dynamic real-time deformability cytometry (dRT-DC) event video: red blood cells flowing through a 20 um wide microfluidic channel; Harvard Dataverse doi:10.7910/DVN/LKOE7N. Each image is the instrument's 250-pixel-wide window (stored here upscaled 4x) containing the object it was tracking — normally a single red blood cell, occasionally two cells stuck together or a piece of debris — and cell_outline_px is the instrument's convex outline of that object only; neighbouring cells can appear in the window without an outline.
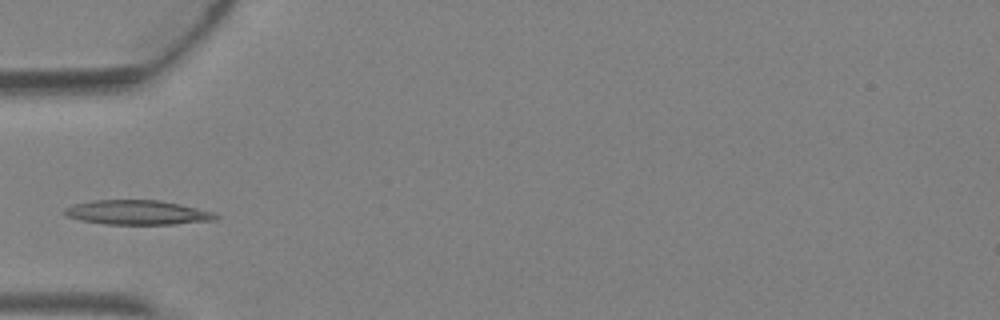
{"species": "Egyptian fruit bat (a non-hibernating species)", "species_latin": "Rousettus aegyptiacus", "temperature_condition": "warm", "stored_images_in_passage": 2, "camera_frame_rate_fps": 3000, "um_per_image_px": 0.085, "animal": {"sex": "female"}, "frame": {"image": 1, "passage_image": 2, "time_ms": 0.333, "image_size_px": [1000, 320], "cell_outline_px": [[220, 216], [216, 220], [172, 224], [104, 224], [80, 220], [68, 216], [64, 212], [64, 208], [72, 204], [92, 200], [160, 200], [180, 204], [212, 212]], "centroid_in_image_um": [11.66, 18.05], "position_along_channel_um": 73.3, "area_um2": 21.5}}